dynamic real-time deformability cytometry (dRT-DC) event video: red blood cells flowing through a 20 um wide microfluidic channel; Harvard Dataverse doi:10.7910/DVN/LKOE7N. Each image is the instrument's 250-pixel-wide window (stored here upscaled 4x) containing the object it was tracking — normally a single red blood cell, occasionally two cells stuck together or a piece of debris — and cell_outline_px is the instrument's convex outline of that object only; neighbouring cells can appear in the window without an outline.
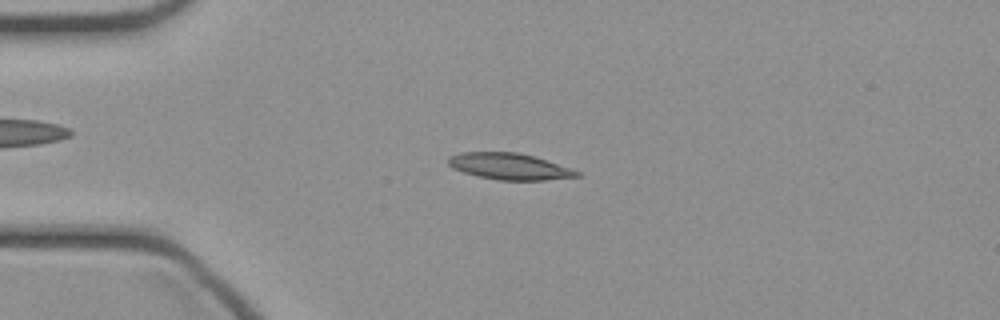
{"species": "common noctule bat (a hibernating species)", "species_latin": "Nyctalus noctula", "temperature_condition": "cold", "stored_images_in_passage": 47, "camera_frame_rate_fps": 3000, "um_per_image_px": 0.085, "animal": {"sex": "female", "body_mass_g": 21.9}, "frame": {"image": 1, "passage_image": 11, "time_ms": 3.333, "image_size_px": [1000, 320], "cell_outline_px": [[580, 176], [544, 180], [500, 180], [480, 176], [464, 172], [452, 168], [448, 164], [448, 156], [460, 152], [516, 152], [536, 156], [580, 172]], "centroid_in_image_um": [43.28, 14.13], "position_along_channel_um": 41.7, "area_um2": 19.65}}
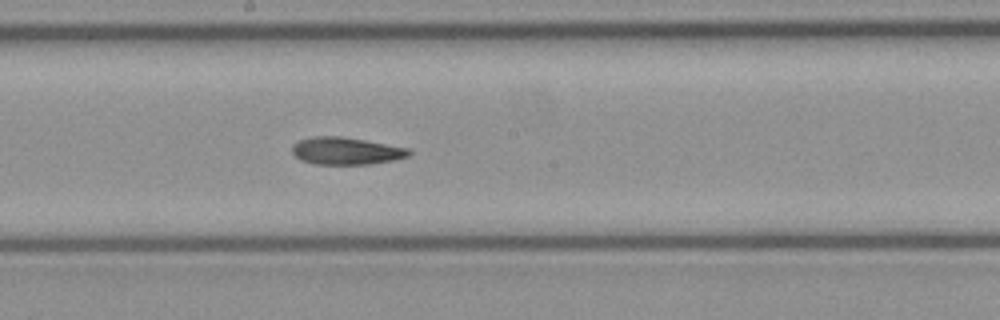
{"frame": {"image": 2, "passage_image": 25, "time_ms": 8.0, "image_size_px": [1000, 320], "cell_outline_px": [[412, 152], [408, 156], [392, 160], [368, 164], [316, 164], [300, 160], [292, 152], [292, 144], [300, 140], [312, 136], [340, 136], [412, 148]], "centroid_in_image_um": [29.42, 12.82], "position_along_channel_um": 218.8, "area_um2": 18.61}}
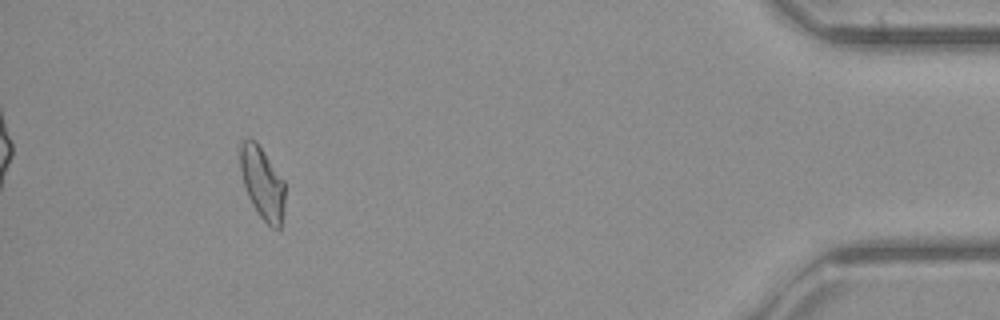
{"frame": {"image": 3, "passage_image": 43, "time_ms": 14.0, "image_size_px": [1000, 320], "cell_outline_px": [[284, 212], [280, 228], [272, 228], [260, 216], [252, 204], [248, 196], [244, 184], [240, 168], [240, 140], [248, 136], [256, 140], [284, 180]], "centroid_in_image_um": [22.29, 15.5], "position_along_channel_um": 412.9, "area_um2": 18.96}}